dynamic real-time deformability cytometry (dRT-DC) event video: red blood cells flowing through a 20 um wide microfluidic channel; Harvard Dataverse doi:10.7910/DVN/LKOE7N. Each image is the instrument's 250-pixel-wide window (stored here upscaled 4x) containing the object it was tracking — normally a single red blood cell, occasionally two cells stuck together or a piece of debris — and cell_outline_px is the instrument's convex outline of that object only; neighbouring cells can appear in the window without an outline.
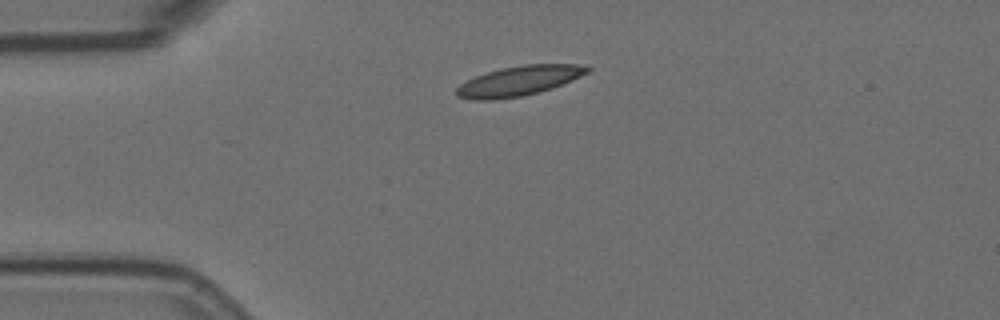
{"species": "Egyptian fruit bat (a non-hibernating species)", "species_latin": "Rousettus aegyptiacus", "temperature_condition": "room temperature", "stored_images_in_passage": 2, "camera_frame_rate_fps": 3000, "um_per_image_px": 0.085, "animal": {"sex": "female"}, "frame": {"image": 1, "passage_image": 1, "time_ms": 0.0, "image_size_px": [1000, 320], "cell_outline_px": [[592, 68], [588, 72], [572, 80], [552, 88], [540, 92], [520, 96], [492, 100], [476, 100], [456, 96], [456, 88], [460, 84], [476, 76], [500, 68], [524, 64], [580, 64]], "centroid_in_image_um": [44.12, 6.87], "position_along_channel_um": 40.9, "area_um2": 22.6}}